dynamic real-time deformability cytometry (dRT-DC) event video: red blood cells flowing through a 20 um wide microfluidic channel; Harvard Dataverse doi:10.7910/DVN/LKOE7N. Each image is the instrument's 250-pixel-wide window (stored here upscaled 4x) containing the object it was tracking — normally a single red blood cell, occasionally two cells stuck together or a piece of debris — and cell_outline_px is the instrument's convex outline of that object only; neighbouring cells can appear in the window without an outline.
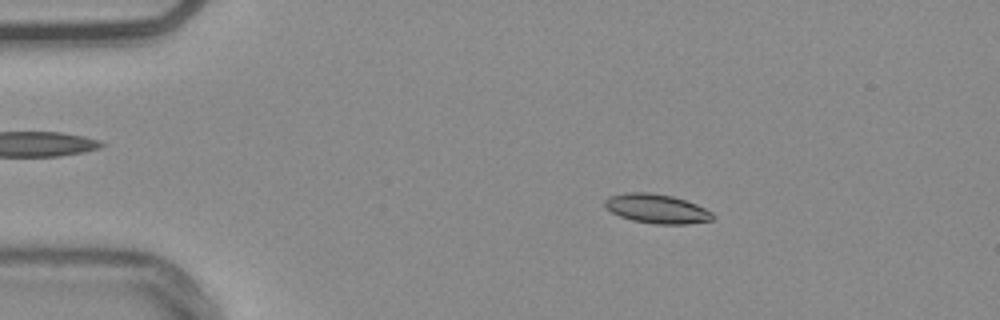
{"species": "common noctule bat (a hibernating species)", "species_latin": "Nyctalus noctula", "temperature_condition": "warm", "stored_images_in_passage": 52, "camera_frame_rate_fps": 3000, "um_per_image_px": 0.085, "animal": {"sex": "male", "body_mass_g": 20.4}, "frame": {"image": 1, "passage_image": 8, "time_ms": 2.333, "image_size_px": [1000, 320], "cell_outline_px": [[716, 216], [712, 220], [688, 224], [656, 224], [632, 220], [620, 216], [612, 212], [604, 204], [604, 200], [608, 196], [628, 192], [648, 192], [672, 196], [696, 204], [712, 212]], "centroid_in_image_um": [55.83, 17.74], "position_along_channel_um": 29.2, "area_um2": 18.32}}
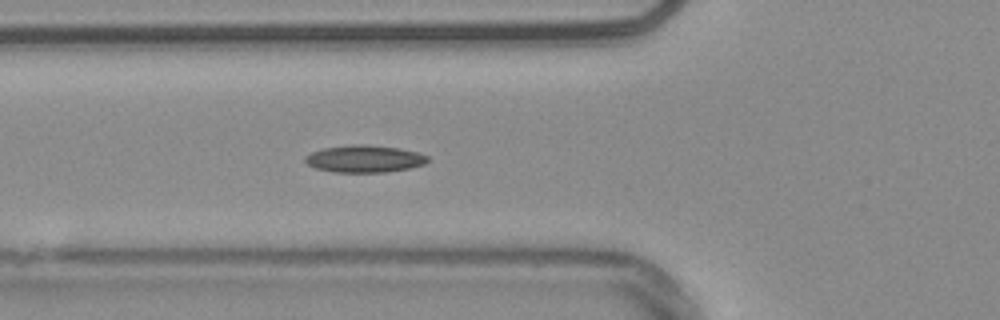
{"frame": {"image": 2, "passage_image": 18, "time_ms": 5.667, "image_size_px": [1000, 320], "cell_outline_px": [[428, 160], [424, 164], [408, 168], [384, 172], [332, 172], [316, 168], [308, 164], [304, 160], [304, 156], [312, 152], [324, 148], [356, 144], [368, 144], [400, 148], [416, 152], [428, 156]], "centroid_in_image_um": [30.96, 13.49], "position_along_channel_um": 94.8, "area_um2": 19.31}}
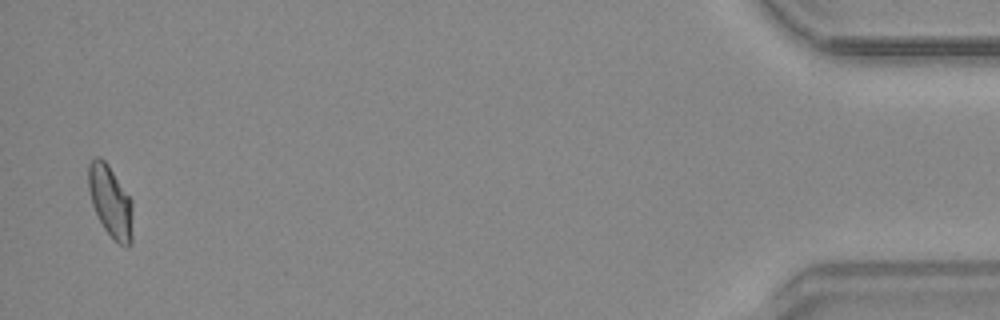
{"frame": {"image": 3, "passage_image": 51, "time_ms": 16.667, "image_size_px": [1000, 320], "cell_outline_px": [[132, 244], [120, 244], [104, 228], [92, 204], [88, 188], [88, 164], [96, 156], [100, 156], [108, 164], [132, 200]], "centroid_in_image_um": [9.39, 17.07], "position_along_channel_um": 425.8, "area_um2": 18.26}, "authors_computed_cell_mechanics": {"area_um2": 18.1781, "velocity_mm_per_s": 3.7978, "shape_relaxation_time_tau1_ms": null, "shape_relaxation_time_tau2_ms": 2.5666, "deformation_change_tau1": null, "deformation_change_tau2": 0.0766}}